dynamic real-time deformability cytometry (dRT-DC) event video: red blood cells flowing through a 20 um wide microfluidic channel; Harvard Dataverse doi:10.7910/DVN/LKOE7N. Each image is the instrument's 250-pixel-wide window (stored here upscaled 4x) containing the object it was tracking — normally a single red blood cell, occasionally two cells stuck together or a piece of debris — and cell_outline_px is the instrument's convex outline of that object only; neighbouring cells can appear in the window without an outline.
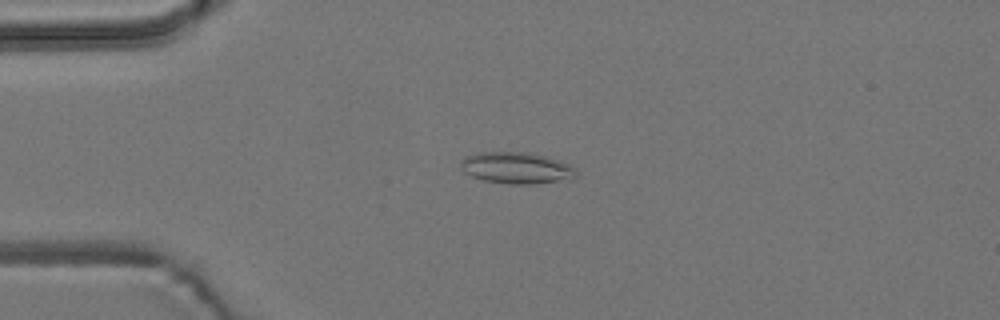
{"species": "common noctule bat (a hibernating species)", "species_latin": "Nyctalus noctula", "temperature_condition": "room temperature", "stored_images_in_passage": 3, "camera_frame_rate_fps": 3000, "um_per_image_px": 0.085, "animal": {"sex": "male", "body_mass_g": 19.2, "forearm_length_mm": 51.8}, "frame": {"image": 1, "passage_image": 2, "time_ms": 1.333, "image_size_px": [1000, 320], "cell_outline_px": [[576, 176], [536, 184], [508, 184], [484, 180], [472, 176], [464, 172], [460, 164], [460, 160], [464, 156], [480, 152], [528, 152], [548, 156], [568, 164], [576, 168]], "centroid_in_image_um": [43.85, 14.25], "position_along_channel_um": 41.1, "area_um2": 21.1}}